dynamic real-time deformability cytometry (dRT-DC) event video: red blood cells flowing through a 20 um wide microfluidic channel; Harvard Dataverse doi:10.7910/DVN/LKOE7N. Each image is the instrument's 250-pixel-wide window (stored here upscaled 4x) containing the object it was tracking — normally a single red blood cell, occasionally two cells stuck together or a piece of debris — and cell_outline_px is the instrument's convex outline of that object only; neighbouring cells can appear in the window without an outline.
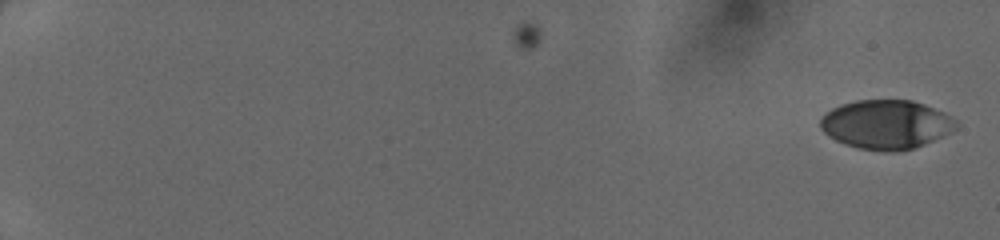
{"species": "human", "species_latin": "Homo sapiens", "temperature_condition": "cold", "stored_images_in_passage": 14, "camera_frame_rate_fps": 3000, "um_per_image_px": 0.085, "donor": {"sex": "female"}, "frame": {"image": 1, "passage_image": 1, "time_ms": 0.0, "image_size_px": [1000, 240], "cell_outline_px": [[960, 124], [952, 132], [924, 144], [912, 148], [896, 152], [884, 152], [860, 148], [844, 144], [836, 140], [824, 132], [820, 128], [820, 116], [824, 112], [840, 104], [856, 100], [912, 100], [924, 104], [944, 112], [956, 120]], "centroid_in_image_um": [75.32, 10.57], "position_along_channel_um": 9.7, "area_um2": 39.07}}